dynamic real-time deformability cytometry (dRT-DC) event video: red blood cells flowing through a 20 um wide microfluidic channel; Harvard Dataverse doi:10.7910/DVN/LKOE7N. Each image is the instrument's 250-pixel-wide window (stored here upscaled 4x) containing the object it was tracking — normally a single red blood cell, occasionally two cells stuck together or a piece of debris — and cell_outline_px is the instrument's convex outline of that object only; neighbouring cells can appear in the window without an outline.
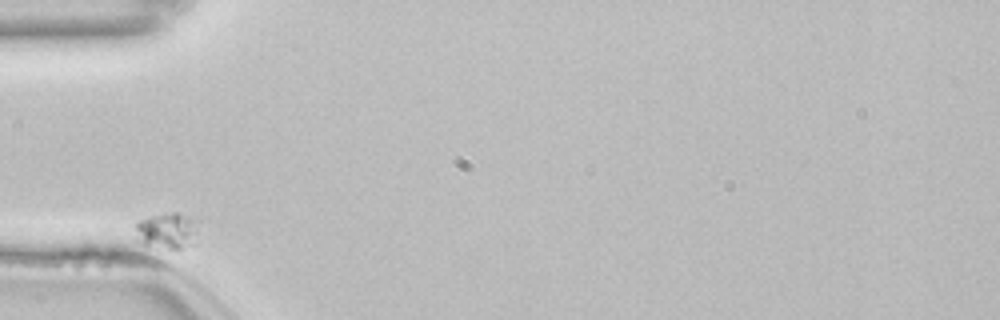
{"species": "common noctule bat (a hibernating species)", "species_latin": "Nyctalus noctula", "temperature_condition": "room temperature", "stored_images_in_passage": 34, "camera_frame_rate_fps": 3000, "um_per_image_px": 0.085, "animal": {"sex": "female", "body_mass_g": 22.7, "forearm_length_mm": 54.2}, "frame": {"image": 1, "passage_image": 1, "time_ms": 0.0, "image_size_px": [1000, 320], "cell_outline_px": [[196, 244], [180, 248], [168, 248], [144, 244], [132, 240], [136, 224], [140, 220], [152, 216], [172, 212], [176, 212], [188, 216], [192, 220], [196, 232]], "centroid_in_image_um": [14.12, 19.63], "position_along_channel_um": 70.9, "area_um2": 13.12}}
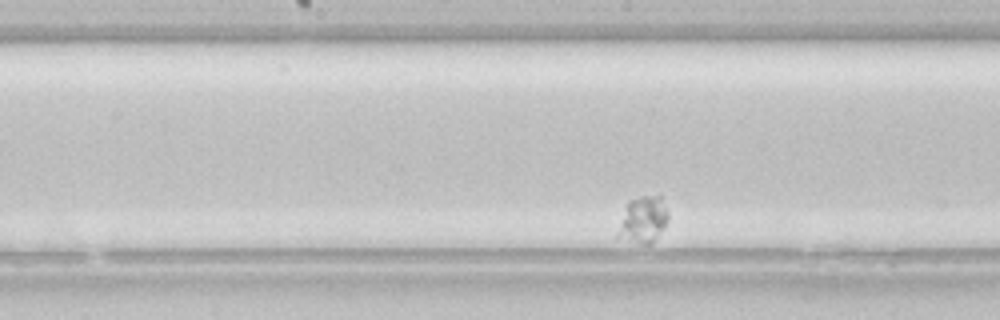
{"frame": {"image": 2, "passage_image": 15, "time_ms": 4.667, "image_size_px": [1000, 320], "cell_outline_px": [[668, 220], [664, 228], [652, 244], [640, 244], [616, 236], [616, 232], [628, 200], [640, 196], [660, 196], [668, 212]], "centroid_in_image_um": [54.66, 18.68], "position_along_channel_um": 193.5, "area_um2": 13.7}}
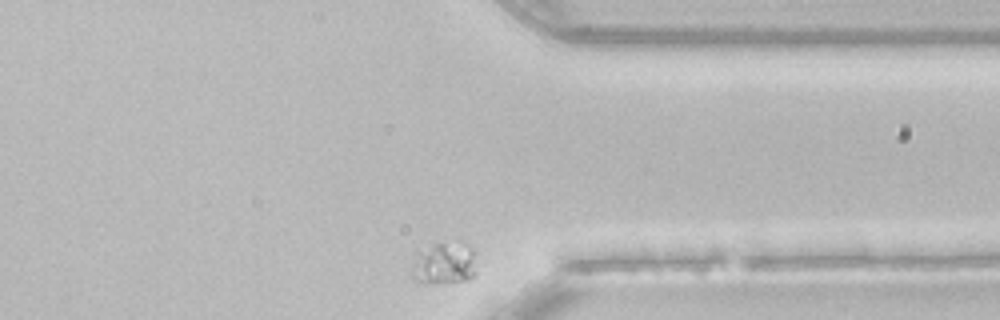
{"frame": {"image": 3, "passage_image": 34, "time_ms": 11.0, "image_size_px": [1000, 320], "cell_outline_px": [[476, 276], [464, 280], [444, 284], [432, 284], [416, 280], [412, 276], [412, 272], [416, 252], [436, 244], [460, 240], [468, 244], [472, 248], [476, 272]], "centroid_in_image_um": [37.79, 22.39], "position_along_channel_um": 373.6, "area_um2": 16.13}}